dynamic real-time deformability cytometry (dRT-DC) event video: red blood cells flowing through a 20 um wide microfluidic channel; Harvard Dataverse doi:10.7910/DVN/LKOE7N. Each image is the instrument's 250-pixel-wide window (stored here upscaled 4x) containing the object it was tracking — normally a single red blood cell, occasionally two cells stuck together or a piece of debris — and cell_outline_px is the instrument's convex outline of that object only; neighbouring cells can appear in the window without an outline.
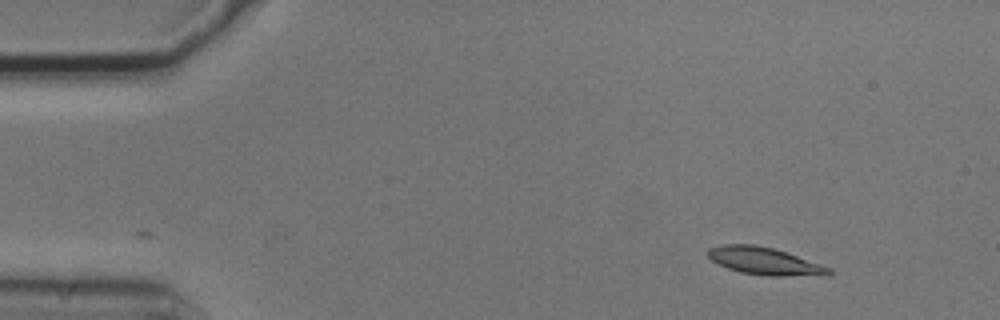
{"species": "common noctule bat (a hibernating species)", "species_latin": "Nyctalus noctula", "temperature_condition": "cold", "stored_images_in_passage": 49, "camera_frame_rate_fps": 3000, "um_per_image_px": 0.085, "animal": {"sex": "male", "body_mass_g": 20.5, "forearm_length_mm": 52.5}, "frame": {"image": 1, "passage_image": 1, "time_ms": 0.0, "image_size_px": [1000, 320], "cell_outline_px": [[832, 272], [828, 276], [768, 276], [740, 272], [728, 268], [712, 260], [708, 256], [708, 248], [724, 244], [752, 244], [772, 248], [832, 268]], "centroid_in_image_um": [65.02, 22.21], "position_along_channel_um": 20.0, "area_um2": 19.19}}
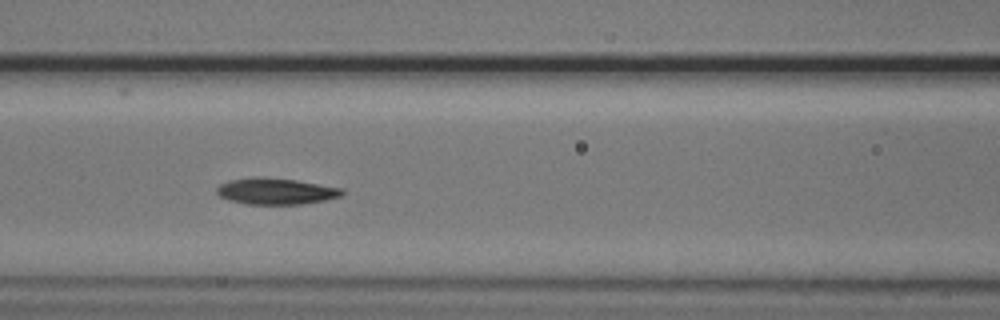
{"frame": {"image": 2, "passage_image": 18, "time_ms": 5.667, "image_size_px": [1000, 320], "cell_outline_px": [[344, 192], [340, 196], [324, 200], [300, 204], [248, 204], [228, 200], [220, 196], [216, 192], [216, 188], [220, 184], [228, 180], [252, 176], [264, 176], [296, 180], [344, 188]], "centroid_in_image_um": [23.41, 16.23], "position_along_channel_um": 143.2, "area_um2": 19.42}}
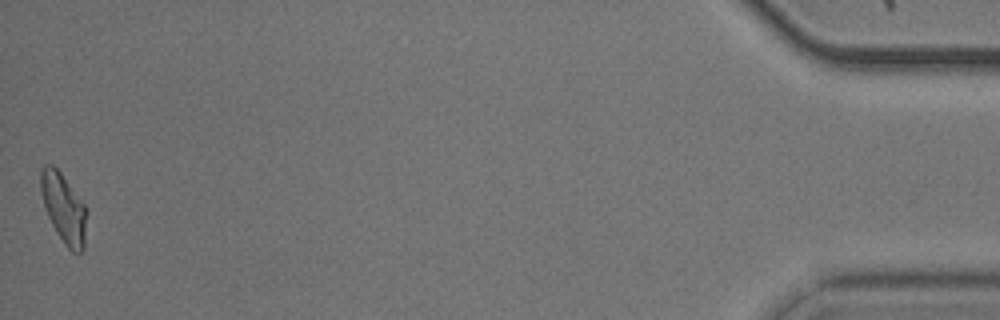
{"frame": {"image": 3, "passage_image": 49, "time_ms": 16.0, "image_size_px": [1000, 320], "cell_outline_px": [[88, 212], [84, 248], [80, 252], [72, 252], [64, 244], [52, 224], [48, 216], [40, 192], [40, 172], [44, 164], [52, 164], [60, 172], [84, 204]], "centroid_in_image_um": [5.42, 17.7], "position_along_channel_um": 429.8, "area_um2": 18.55}, "authors_computed_cell_mechanics": {"area_um2": 18.6694, "velocity_mm_per_s": 3.7025, "shape_relaxation_time_tau1_ms": 3.6391, "shape_relaxation_time_tau2_ms": 6.2853, "deformation_change_tau1": 0.1292, "deformation_change_tau2": 0.1315}}